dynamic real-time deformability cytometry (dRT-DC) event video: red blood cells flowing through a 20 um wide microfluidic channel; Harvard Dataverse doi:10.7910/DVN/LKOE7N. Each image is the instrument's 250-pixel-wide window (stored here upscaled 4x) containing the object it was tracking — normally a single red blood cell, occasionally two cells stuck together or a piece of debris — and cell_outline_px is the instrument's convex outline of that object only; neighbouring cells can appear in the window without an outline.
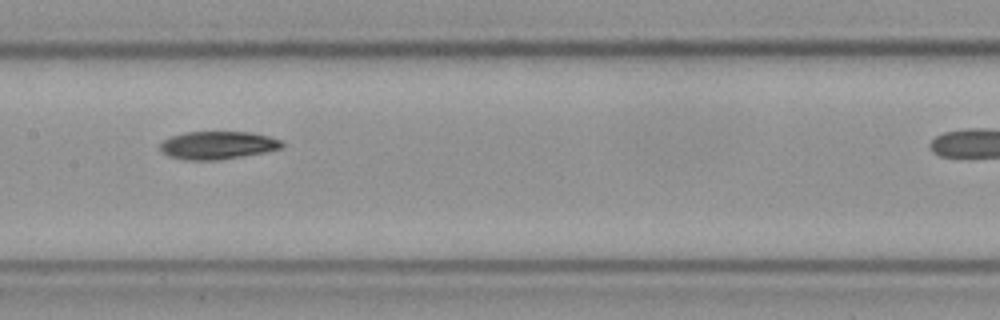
{"species": "Egyptian fruit bat (a non-hibernating species)", "species_latin": "Rousettus aegyptiacus", "temperature_condition": "cold", "stored_images_in_passage": 9, "camera_frame_rate_fps": 3000, "um_per_image_px": 0.085, "frame": {"image": 1, "passage_image": 6, "time_ms": 1.667, "image_size_px": [1000, 320], "cell_outline_px": [[284, 144], [280, 148], [264, 152], [216, 160], [184, 160], [168, 156], [160, 152], [160, 144], [164, 140], [172, 136], [184, 132], [248, 132], [268, 136], [280, 140]], "centroid_in_image_um": [18.44, 12.34], "position_along_channel_um": 189.0, "area_um2": 19.65}}